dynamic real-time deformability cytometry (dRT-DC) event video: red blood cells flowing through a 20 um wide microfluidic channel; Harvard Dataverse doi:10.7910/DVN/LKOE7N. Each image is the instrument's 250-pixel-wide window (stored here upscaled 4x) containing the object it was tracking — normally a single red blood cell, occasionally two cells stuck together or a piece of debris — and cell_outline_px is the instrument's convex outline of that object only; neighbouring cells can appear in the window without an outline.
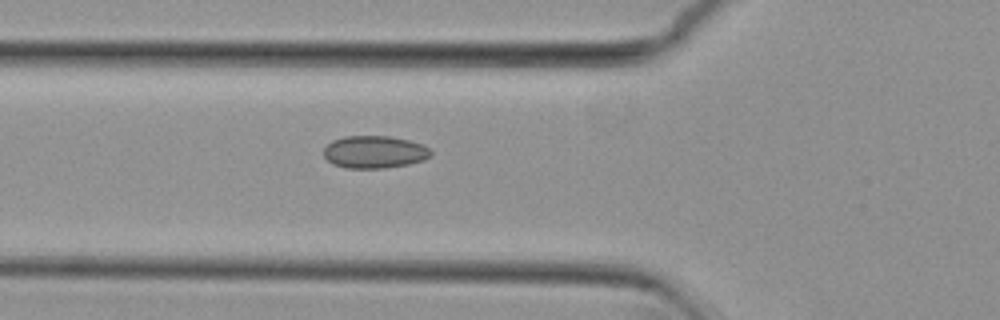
{"species": "common noctule bat (a hibernating species)", "species_latin": "Nyctalus noctula", "temperature_condition": "cold", "stored_images_in_passage": 23, "camera_frame_rate_fps": 3000, "um_per_image_px": 0.085, "animal": {"sex": "female", "body_mass_g": 29.2, "forearm_length_mm": 56.3}, "frame": {"image": 1, "passage_image": 19, "time_ms": 6.0, "image_size_px": [1000, 320], "cell_outline_px": [[432, 156], [424, 160], [408, 164], [384, 168], [348, 168], [332, 164], [324, 156], [324, 148], [332, 140], [344, 136], [388, 136], [408, 140], [424, 144], [432, 152]], "centroid_in_image_um": [31.84, 12.91], "position_along_channel_um": 94.0, "area_um2": 20.35}}